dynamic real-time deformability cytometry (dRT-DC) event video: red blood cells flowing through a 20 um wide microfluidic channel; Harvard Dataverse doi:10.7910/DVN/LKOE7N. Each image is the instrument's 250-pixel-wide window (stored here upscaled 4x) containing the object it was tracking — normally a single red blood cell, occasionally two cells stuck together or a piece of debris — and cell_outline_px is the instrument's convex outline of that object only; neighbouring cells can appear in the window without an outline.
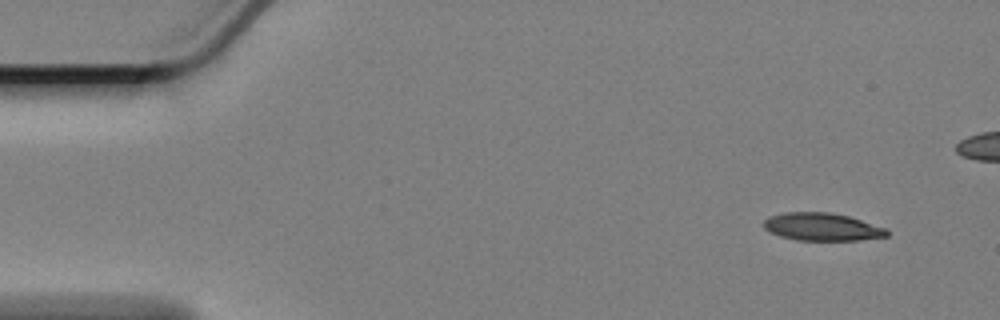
{"species": "Egyptian fruit bat (a non-hibernating species)", "species_latin": "Rousettus aegyptiacus", "temperature_condition": "cold", "stored_images_in_passage": 11, "camera_frame_rate_fps": 3000, "um_per_image_px": 0.085, "animal": {"sex": "female"}, "frame": {"image": 1, "passage_image": 1, "time_ms": 0.0, "image_size_px": [1000, 320], "cell_outline_px": [[888, 236], [860, 240], [796, 240], [780, 236], [768, 232], [764, 228], [764, 220], [768, 216], [784, 212], [828, 212], [848, 216], [888, 228]], "centroid_in_image_um": [69.86, 19.28], "position_along_channel_um": 15.1, "area_um2": 20.06}}